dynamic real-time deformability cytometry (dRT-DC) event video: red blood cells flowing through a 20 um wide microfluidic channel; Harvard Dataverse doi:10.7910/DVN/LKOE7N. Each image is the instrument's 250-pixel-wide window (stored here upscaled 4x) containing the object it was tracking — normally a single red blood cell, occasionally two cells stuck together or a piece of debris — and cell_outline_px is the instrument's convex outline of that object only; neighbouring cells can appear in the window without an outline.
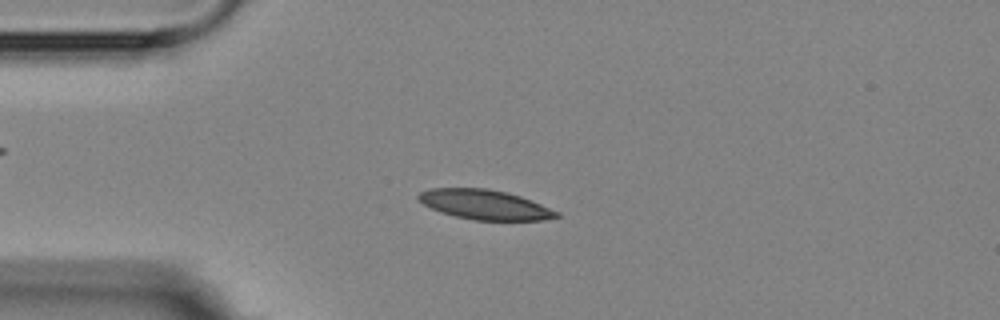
{"species": "Egyptian fruit bat (a non-hibernating species)", "species_latin": "Rousettus aegyptiacus", "temperature_condition": "room temperature", "stored_images_in_passage": 10, "camera_frame_rate_fps": 3000, "um_per_image_px": 0.085, "animal": {"sex": "female"}, "frame": {"image": 1, "passage_image": 4, "time_ms": 4.333, "image_size_px": [1000, 320], "cell_outline_px": [[560, 216], [540, 220], [472, 220], [440, 212], [416, 200], [416, 196], [420, 192], [428, 188], [488, 188], [508, 192], [520, 196], [560, 212]], "centroid_in_image_um": [41.17, 17.38], "position_along_channel_um": 43.8, "area_um2": 23.93}}
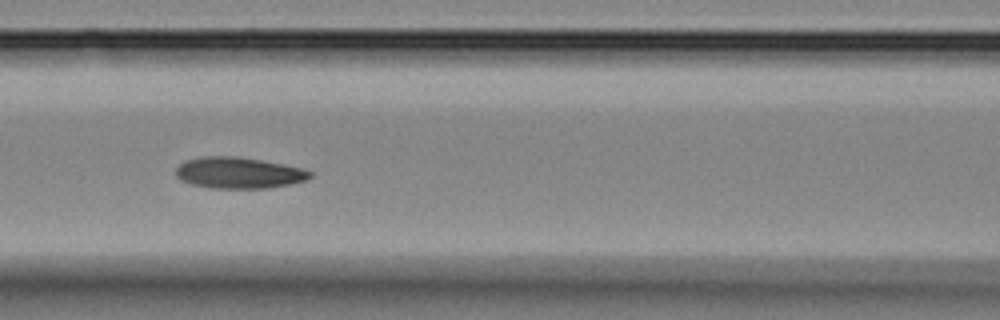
{"frame": {"image": 2, "passage_image": 7, "time_ms": 7.667, "image_size_px": [1000, 320], "cell_outline_px": [[312, 176], [308, 180], [292, 184], [268, 188], [212, 188], [192, 184], [180, 180], [176, 176], [176, 168], [180, 164], [188, 160], [204, 156], [236, 156], [260, 160], [300, 168], [312, 172]], "centroid_in_image_um": [20.29, 14.7], "position_along_channel_um": 146.3, "area_um2": 24.28}}
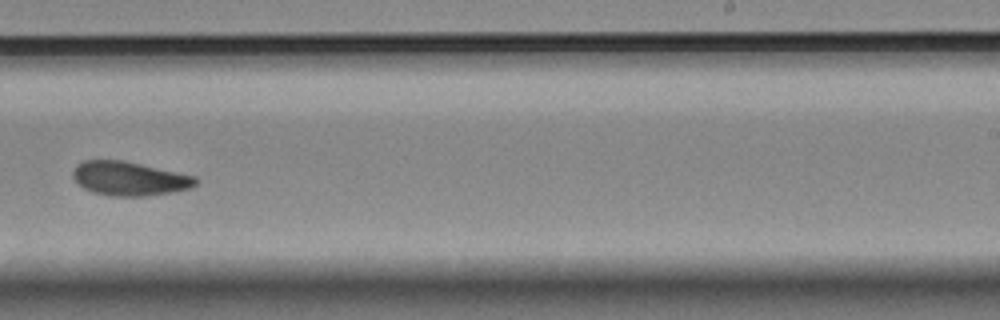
{"frame": {"image": 3, "passage_image": 10, "time_ms": 11.333, "image_size_px": [1000, 320], "cell_outline_px": [[200, 180], [196, 184], [188, 188], [172, 192], [144, 196], [112, 196], [92, 192], [84, 188], [72, 176], [72, 172], [76, 164], [84, 160], [124, 160], [196, 176]], "centroid_in_image_um": [11.0, 15.17], "position_along_channel_um": 278.0, "area_um2": 24.33}}